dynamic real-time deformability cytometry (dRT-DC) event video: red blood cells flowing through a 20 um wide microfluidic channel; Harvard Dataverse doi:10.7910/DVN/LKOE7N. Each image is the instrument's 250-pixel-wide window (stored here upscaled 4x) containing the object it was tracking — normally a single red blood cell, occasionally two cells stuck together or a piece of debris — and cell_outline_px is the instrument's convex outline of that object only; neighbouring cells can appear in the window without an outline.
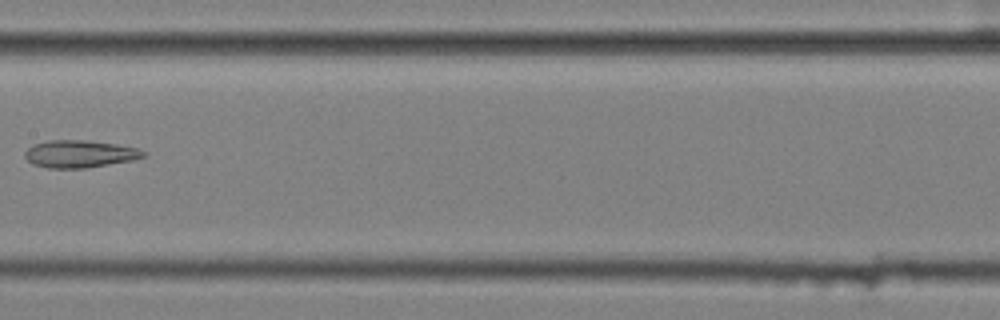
{"species": "common noctule bat (a hibernating species)", "species_latin": "Nyctalus noctula", "temperature_condition": "cold", "stored_images_in_passage": 9, "camera_frame_rate_fps": 3000, "um_per_image_px": 0.085, "animal": {"sex": "female", "body_mass_g": 25.1}, "frame": {"image": 1, "passage_image": 9, "time_ms": 2.667, "image_size_px": [1000, 320], "cell_outline_px": [[148, 156], [132, 160], [88, 168], [48, 168], [32, 164], [24, 156], [24, 152], [32, 144], [48, 140], [84, 140], [116, 144], [136, 148], [148, 152]], "centroid_in_image_um": [6.78, 13.08], "position_along_channel_um": 200.6, "area_um2": 19.07}}